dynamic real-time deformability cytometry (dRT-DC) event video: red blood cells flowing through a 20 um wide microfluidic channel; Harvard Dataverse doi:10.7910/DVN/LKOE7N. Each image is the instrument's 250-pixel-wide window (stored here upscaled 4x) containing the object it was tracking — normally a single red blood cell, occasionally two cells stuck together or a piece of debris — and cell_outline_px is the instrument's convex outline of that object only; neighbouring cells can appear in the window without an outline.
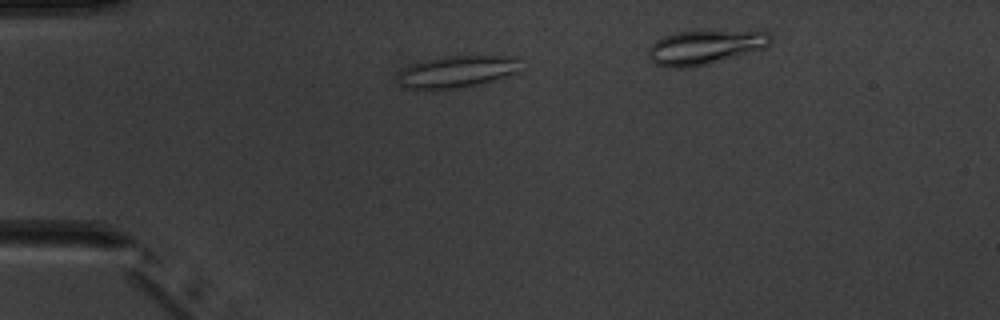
{"species": "common noctule bat (a hibernating species)", "species_latin": "Nyctalus noctula", "temperature_condition": "warm", "stored_images_in_passage": 5, "camera_frame_rate_fps": 3000, "um_per_image_px": 0.085, "animal": {"sex": "male", "body_mass_g": 20.1, "forearm_length_mm": 53.5}, "frame": {"image": 1, "passage_image": 2, "time_ms": 2.0, "image_size_px": [1000, 320], "cell_outline_px": [[520, 72], [508, 76], [480, 84], [464, 88], [440, 92], [416, 92], [400, 88], [396, 84], [396, 72], [400, 68], [408, 64], [424, 60], [444, 56], [516, 56]], "centroid_in_image_um": [38.63, 6.17], "position_along_channel_um": 46.4, "area_um2": 24.62}}